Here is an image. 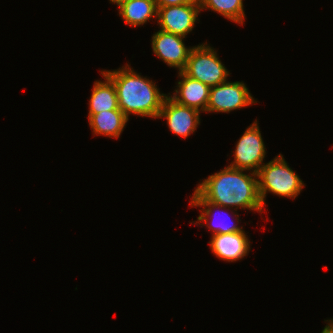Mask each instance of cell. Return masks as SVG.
<instances>
[{"instance_id": "obj_17", "label": "cell", "mask_w": 333, "mask_h": 333, "mask_svg": "<svg viewBox=\"0 0 333 333\" xmlns=\"http://www.w3.org/2000/svg\"><path fill=\"white\" fill-rule=\"evenodd\" d=\"M199 3L198 0H155L157 7Z\"/></svg>"}, {"instance_id": "obj_7", "label": "cell", "mask_w": 333, "mask_h": 333, "mask_svg": "<svg viewBox=\"0 0 333 333\" xmlns=\"http://www.w3.org/2000/svg\"><path fill=\"white\" fill-rule=\"evenodd\" d=\"M200 12L199 3L157 7V23L163 31L186 37L199 21Z\"/></svg>"}, {"instance_id": "obj_14", "label": "cell", "mask_w": 333, "mask_h": 333, "mask_svg": "<svg viewBox=\"0 0 333 333\" xmlns=\"http://www.w3.org/2000/svg\"><path fill=\"white\" fill-rule=\"evenodd\" d=\"M117 6L121 18L132 27L144 25L151 18H157L155 0H123Z\"/></svg>"}, {"instance_id": "obj_5", "label": "cell", "mask_w": 333, "mask_h": 333, "mask_svg": "<svg viewBox=\"0 0 333 333\" xmlns=\"http://www.w3.org/2000/svg\"><path fill=\"white\" fill-rule=\"evenodd\" d=\"M257 122L254 121L238 140L234 161L228 166L257 173L263 165L266 148Z\"/></svg>"}, {"instance_id": "obj_3", "label": "cell", "mask_w": 333, "mask_h": 333, "mask_svg": "<svg viewBox=\"0 0 333 333\" xmlns=\"http://www.w3.org/2000/svg\"><path fill=\"white\" fill-rule=\"evenodd\" d=\"M258 191L263 206L268 192L279 197L295 199L305 186L299 176L289 167L282 154L264 163L257 172Z\"/></svg>"}, {"instance_id": "obj_2", "label": "cell", "mask_w": 333, "mask_h": 333, "mask_svg": "<svg viewBox=\"0 0 333 333\" xmlns=\"http://www.w3.org/2000/svg\"><path fill=\"white\" fill-rule=\"evenodd\" d=\"M114 84L118 107L129 119L130 114L157 118L166 94L160 93L157 85L141 77L127 64L117 70H102Z\"/></svg>"}, {"instance_id": "obj_16", "label": "cell", "mask_w": 333, "mask_h": 333, "mask_svg": "<svg viewBox=\"0 0 333 333\" xmlns=\"http://www.w3.org/2000/svg\"><path fill=\"white\" fill-rule=\"evenodd\" d=\"M201 10L210 9L219 15L242 25L245 11L243 0H198Z\"/></svg>"}, {"instance_id": "obj_8", "label": "cell", "mask_w": 333, "mask_h": 333, "mask_svg": "<svg viewBox=\"0 0 333 333\" xmlns=\"http://www.w3.org/2000/svg\"><path fill=\"white\" fill-rule=\"evenodd\" d=\"M199 115V110L181 105L167 95L157 118L163 117L172 133L187 138L200 124Z\"/></svg>"}, {"instance_id": "obj_11", "label": "cell", "mask_w": 333, "mask_h": 333, "mask_svg": "<svg viewBox=\"0 0 333 333\" xmlns=\"http://www.w3.org/2000/svg\"><path fill=\"white\" fill-rule=\"evenodd\" d=\"M190 205H191V207H203L201 209L202 211L200 210L201 214L198 216L195 225L198 224L202 227L204 225L201 223L204 222L206 224L205 226L208 227L209 230H211L213 232L212 235L244 231L243 228L239 227L236 222L235 223L234 222L232 223L229 221L227 222V220H229L228 219L229 216L226 213H224L223 211L220 212V213L223 212V214H226L228 216L227 219L224 218L223 215H220L219 211L225 210L226 209L225 207H222L221 205L206 201L196 190H194ZM214 210L216 212L218 211L219 217H222L220 219L217 218L218 221L216 220V218H215V221H214V218H212L215 216V214L217 216V213H215ZM209 220H211V221H209Z\"/></svg>"}, {"instance_id": "obj_9", "label": "cell", "mask_w": 333, "mask_h": 333, "mask_svg": "<svg viewBox=\"0 0 333 333\" xmlns=\"http://www.w3.org/2000/svg\"><path fill=\"white\" fill-rule=\"evenodd\" d=\"M185 37L172 34L163 30L155 32L152 36V50L168 66L182 71L188 60L191 48L183 42Z\"/></svg>"}, {"instance_id": "obj_1", "label": "cell", "mask_w": 333, "mask_h": 333, "mask_svg": "<svg viewBox=\"0 0 333 333\" xmlns=\"http://www.w3.org/2000/svg\"><path fill=\"white\" fill-rule=\"evenodd\" d=\"M243 171L247 170L227 166L209 175L195 188L206 201L228 208L225 211L233 208L238 224L239 215L234 213L237 209L246 208L262 214L264 208L258 191L257 173L245 174Z\"/></svg>"}, {"instance_id": "obj_19", "label": "cell", "mask_w": 333, "mask_h": 333, "mask_svg": "<svg viewBox=\"0 0 333 333\" xmlns=\"http://www.w3.org/2000/svg\"><path fill=\"white\" fill-rule=\"evenodd\" d=\"M110 2H112V3H114V4H119L121 1H123V0H109Z\"/></svg>"}, {"instance_id": "obj_10", "label": "cell", "mask_w": 333, "mask_h": 333, "mask_svg": "<svg viewBox=\"0 0 333 333\" xmlns=\"http://www.w3.org/2000/svg\"><path fill=\"white\" fill-rule=\"evenodd\" d=\"M209 245L217 258L228 262L238 261L250 251V240L245 231L212 235Z\"/></svg>"}, {"instance_id": "obj_12", "label": "cell", "mask_w": 333, "mask_h": 333, "mask_svg": "<svg viewBox=\"0 0 333 333\" xmlns=\"http://www.w3.org/2000/svg\"><path fill=\"white\" fill-rule=\"evenodd\" d=\"M178 72L182 80L178 81L177 89L170 97L181 105L206 112L211 87L186 76L182 71Z\"/></svg>"}, {"instance_id": "obj_6", "label": "cell", "mask_w": 333, "mask_h": 333, "mask_svg": "<svg viewBox=\"0 0 333 333\" xmlns=\"http://www.w3.org/2000/svg\"><path fill=\"white\" fill-rule=\"evenodd\" d=\"M257 103L246 84L240 81H225L210 88L209 101L206 112H223L241 109Z\"/></svg>"}, {"instance_id": "obj_15", "label": "cell", "mask_w": 333, "mask_h": 333, "mask_svg": "<svg viewBox=\"0 0 333 333\" xmlns=\"http://www.w3.org/2000/svg\"><path fill=\"white\" fill-rule=\"evenodd\" d=\"M105 81H96L89 101L88 119L93 115L108 110L119 109L116 88L113 82L101 72Z\"/></svg>"}, {"instance_id": "obj_18", "label": "cell", "mask_w": 333, "mask_h": 333, "mask_svg": "<svg viewBox=\"0 0 333 333\" xmlns=\"http://www.w3.org/2000/svg\"><path fill=\"white\" fill-rule=\"evenodd\" d=\"M327 321V325L324 327L321 333H333V320H325Z\"/></svg>"}, {"instance_id": "obj_13", "label": "cell", "mask_w": 333, "mask_h": 333, "mask_svg": "<svg viewBox=\"0 0 333 333\" xmlns=\"http://www.w3.org/2000/svg\"><path fill=\"white\" fill-rule=\"evenodd\" d=\"M128 120L120 109L105 110V112L93 114L89 118V125L94 135H105L118 139Z\"/></svg>"}, {"instance_id": "obj_4", "label": "cell", "mask_w": 333, "mask_h": 333, "mask_svg": "<svg viewBox=\"0 0 333 333\" xmlns=\"http://www.w3.org/2000/svg\"><path fill=\"white\" fill-rule=\"evenodd\" d=\"M182 72L210 87L227 81L229 71L219 59L216 50L207 43L192 47Z\"/></svg>"}]
</instances>
